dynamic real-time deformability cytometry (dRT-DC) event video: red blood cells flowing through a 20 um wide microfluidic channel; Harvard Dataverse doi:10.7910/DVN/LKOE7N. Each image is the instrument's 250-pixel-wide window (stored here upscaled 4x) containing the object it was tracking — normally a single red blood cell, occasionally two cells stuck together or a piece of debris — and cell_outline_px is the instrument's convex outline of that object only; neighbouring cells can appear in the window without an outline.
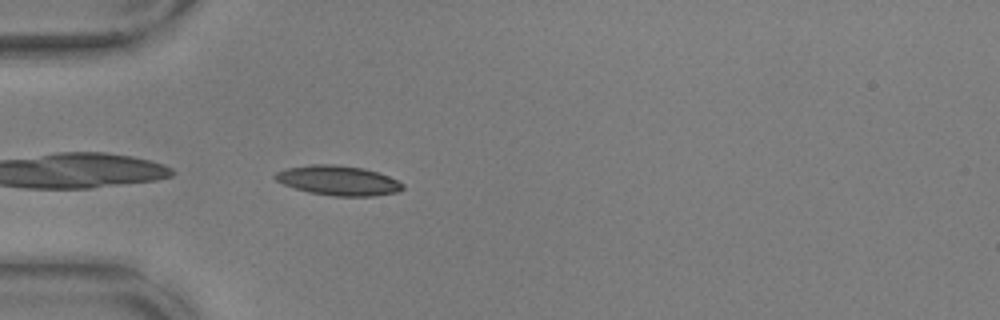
{"species": "common noctule bat (a hibernating species)", "species_latin": "Nyctalus noctula", "temperature_condition": "warm", "stored_images_in_passage": 40, "camera_frame_rate_fps": 3000, "um_per_image_px": 0.085, "animal": {"sex": "male", "body_mass_g": 17.9, "forearm_length_mm": 54.2}, "frame": {"image": 1, "passage_image": 1, "time_ms": 0.0, "image_size_px": [1000, 320], "cell_outline_px": [[404, 188], [396, 192], [372, 196], [332, 196], [308, 192], [284, 184], [276, 180], [272, 176], [276, 172], [284, 168], [312, 164], [336, 164], [364, 168], [388, 176], [404, 184]], "centroid_in_image_um": [28.72, 15.33], "position_along_channel_um": 56.3, "area_um2": 22.08}}
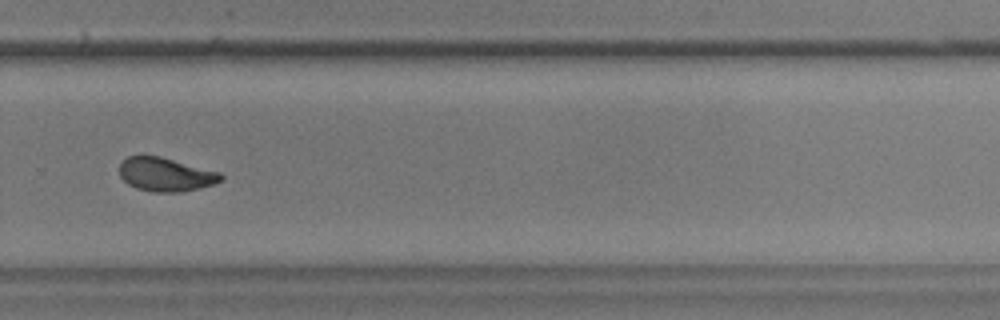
{"frame": {"image": 2, "passage_image": 23, "time_ms": 7.333, "image_size_px": [1000, 320], "cell_outline_px": [[224, 180], [212, 184], [180, 192], [152, 192], [136, 188], [128, 184], [120, 176], [120, 164], [128, 156], [160, 156], [220, 172], [224, 176]], "centroid_in_image_um": [14.09, 14.83], "position_along_channel_um": 315.7, "area_um2": 19.77}, "authors_computed_cell_mechanics": {"area_um2": 20.3456, "velocity_mm_per_s": 3.6395, "shape_relaxation_time_tau1_ms": 7.6475, "shape_relaxation_time_tau2_ms": 2.2316, "deformation_change_tau1": 0.1862, "deformation_change_tau2": 0.0743}}